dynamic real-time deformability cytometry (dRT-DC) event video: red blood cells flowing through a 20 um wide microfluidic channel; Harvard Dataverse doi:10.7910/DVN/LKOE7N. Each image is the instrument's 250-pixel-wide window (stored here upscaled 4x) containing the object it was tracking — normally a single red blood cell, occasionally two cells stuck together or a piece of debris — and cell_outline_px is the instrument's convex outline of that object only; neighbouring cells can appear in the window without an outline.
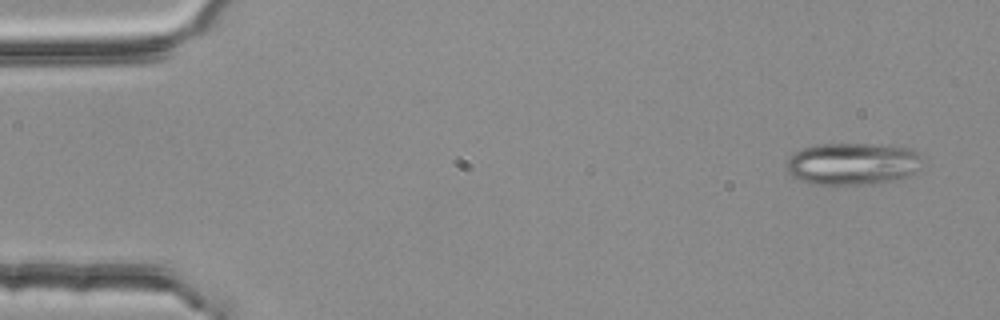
{"species": "common noctule bat (a hibernating species)", "species_latin": "Nyctalus noctula", "temperature_condition": "room temperature", "stored_images_in_passage": 4, "camera_frame_rate_fps": 3000, "um_per_image_px": 0.085, "animal": {"sex": "female", "body_mass_g": 25.1}, "frame": {"image": 1, "passage_image": 1, "time_ms": 0.0, "image_size_px": [1000, 320], "cell_outline_px": [[924, 164], [916, 172], [908, 176], [892, 180], [872, 184], [812, 184], [788, 176], [788, 156], [812, 144], [872, 144], [912, 148], [924, 156]], "centroid_in_image_um": [72.52, 13.91], "position_along_channel_um": 12.5, "area_um2": 33.81}}